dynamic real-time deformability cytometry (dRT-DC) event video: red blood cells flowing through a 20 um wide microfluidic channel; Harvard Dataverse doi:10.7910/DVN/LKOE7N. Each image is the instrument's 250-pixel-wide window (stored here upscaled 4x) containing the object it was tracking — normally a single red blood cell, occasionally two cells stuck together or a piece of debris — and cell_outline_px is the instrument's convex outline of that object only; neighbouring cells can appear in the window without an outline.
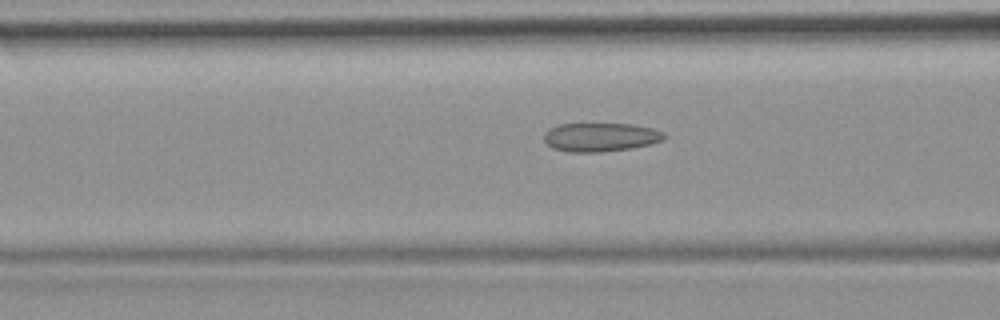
{"species": "common noctule bat (a hibernating species)", "species_latin": "Nyctalus noctula", "temperature_condition": "room temperature", "stored_images_in_passage": 13, "camera_frame_rate_fps": 3000, "um_per_image_px": 0.085, "animal": {"sex": "female", "body_mass_g": 19.9}, "frame": {"image": 1, "passage_image": 11, "time_ms": 3.333, "image_size_px": [1000, 320], "cell_outline_px": [[664, 140], [652, 144], [632, 148], [600, 152], [568, 152], [552, 148], [544, 140], [544, 132], [548, 128], [560, 124], [632, 124], [652, 128], [664, 132]], "centroid_in_image_um": [51.03, 11.66], "position_along_channel_um": 115.6, "area_um2": 20.23}}